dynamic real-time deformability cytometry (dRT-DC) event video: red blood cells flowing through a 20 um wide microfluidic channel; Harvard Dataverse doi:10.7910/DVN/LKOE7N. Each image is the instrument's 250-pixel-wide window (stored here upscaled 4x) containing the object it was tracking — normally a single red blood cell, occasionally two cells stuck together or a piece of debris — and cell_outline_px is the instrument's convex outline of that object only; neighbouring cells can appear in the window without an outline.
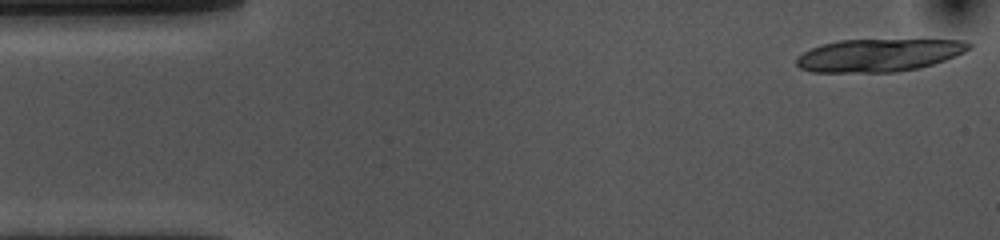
{"species": "common noctule bat (a hibernating species)", "species_latin": "Nyctalus noctula", "temperature_condition": "cold", "stored_images_in_passage": 15, "camera_frame_rate_fps": 3000, "um_per_image_px": 0.085, "animal": {"sex": "female", "body_mass_g": 10.0, "forearm_length_mm": 53.1}, "frame": {"image": 1, "passage_image": 1, "time_ms": 0.0, "image_size_px": [1000, 240], "cell_outline_px": [[972, 48], [956, 56], [920, 68], [896, 72], [812, 72], [800, 68], [796, 64], [796, 60], [804, 52], [820, 44], [840, 40], [964, 40], [972, 44]], "centroid_in_image_um": [74.71, 4.69], "position_along_channel_um": 10.3, "area_um2": 32.83}}